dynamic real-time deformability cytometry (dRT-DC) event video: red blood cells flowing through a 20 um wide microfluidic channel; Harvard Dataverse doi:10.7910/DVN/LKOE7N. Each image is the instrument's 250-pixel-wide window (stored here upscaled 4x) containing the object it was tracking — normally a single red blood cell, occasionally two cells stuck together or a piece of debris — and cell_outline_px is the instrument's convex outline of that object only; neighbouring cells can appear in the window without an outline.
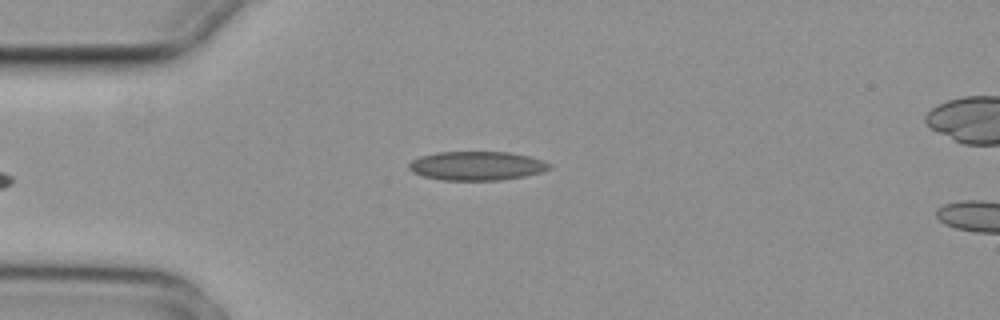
{"species": "common noctule bat (a hibernating species)", "species_latin": "Nyctalus noctula", "temperature_condition": "cold", "stored_images_in_passage": 5, "camera_frame_rate_fps": 3000, "um_per_image_px": 0.085, "animal": {"sex": "female", "body_mass_g": 29.2, "forearm_length_mm": 56.3}, "frame": {"image": 1, "passage_image": 4, "time_ms": 1.0, "image_size_px": [1000, 320], "cell_outline_px": [[552, 168], [540, 172], [524, 176], [500, 180], [444, 180], [424, 176], [412, 172], [408, 168], [408, 164], [412, 160], [420, 156], [436, 152], [508, 152], [528, 156], [552, 164]], "centroid_in_image_um": [40.5, 14.09], "position_along_channel_um": 44.5, "area_um2": 23.58}}